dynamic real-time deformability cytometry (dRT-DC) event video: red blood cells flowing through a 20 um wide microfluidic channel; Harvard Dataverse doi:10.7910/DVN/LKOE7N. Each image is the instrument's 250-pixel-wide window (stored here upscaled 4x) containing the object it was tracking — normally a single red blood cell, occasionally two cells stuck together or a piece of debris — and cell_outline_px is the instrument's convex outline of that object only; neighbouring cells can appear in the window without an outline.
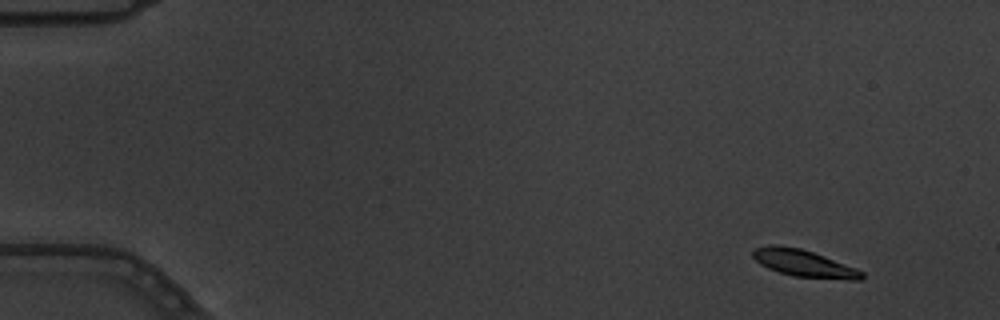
{"species": "common noctule bat (a hibernating species)", "species_latin": "Nyctalus noctula", "temperature_condition": "warm", "stored_images_in_passage": 7, "camera_frame_rate_fps": 3000, "um_per_image_px": 0.085, "animal": {"sex": "male", "body_mass_g": 19.5, "forearm_length_mm": 54.6}, "frame": {"image": 1, "passage_image": 2, "time_ms": 0.333, "image_size_px": [1000, 320], "cell_outline_px": [[864, 276], [860, 280], [848, 280], [792, 276], [768, 268], [760, 264], [752, 256], [752, 248], [772, 244], [780, 244], [800, 248], [824, 256], [856, 268], [864, 272]], "centroid_in_image_um": [68.31, 22.37], "position_along_channel_um": 16.7, "area_um2": 17.28}}
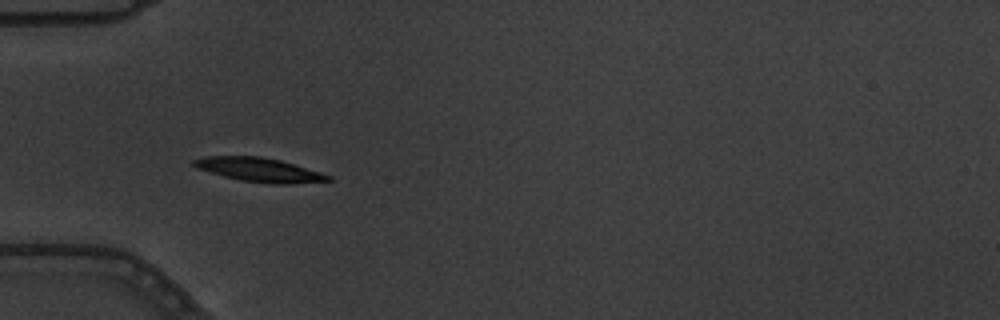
{"frame": {"image": 2, "passage_image": 6, "time_ms": 1.667, "image_size_px": [1000, 320], "cell_outline_px": [[332, 180], [292, 184], [272, 184], [240, 180], [224, 176], [200, 168], [192, 164], [192, 160], [204, 156], [260, 156], [280, 160], [320, 172], [332, 176]], "centroid_in_image_um": [22.07, 14.43], "position_along_channel_um": 62.9, "area_um2": 18.55}}